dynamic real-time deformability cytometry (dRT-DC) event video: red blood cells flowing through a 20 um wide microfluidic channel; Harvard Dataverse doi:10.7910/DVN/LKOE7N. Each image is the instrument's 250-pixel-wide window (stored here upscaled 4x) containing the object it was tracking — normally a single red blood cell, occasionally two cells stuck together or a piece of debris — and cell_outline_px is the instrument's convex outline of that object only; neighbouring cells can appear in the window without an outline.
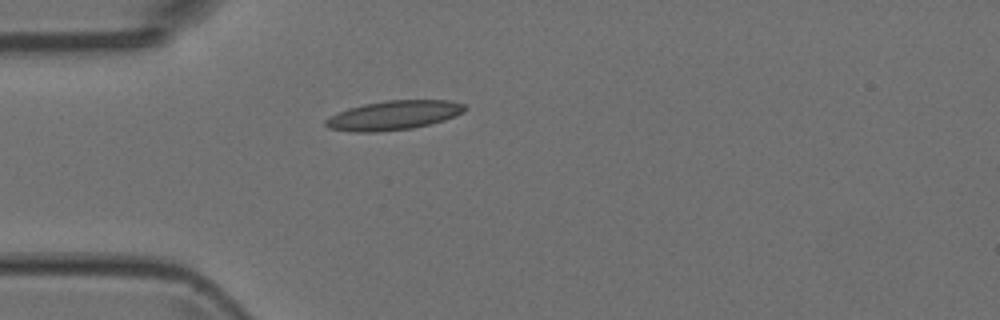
{"species": "Egyptian fruit bat (a non-hibernating species)", "species_latin": "Rousettus aegyptiacus", "temperature_condition": "room temperature", "stored_images_in_passage": 4, "camera_frame_rate_fps": 3000, "um_per_image_px": 0.085, "animal": {"sex": "female"}, "frame": {"image": 1, "passage_image": 4, "time_ms": 1.0, "image_size_px": [1000, 320], "cell_outline_px": [[468, 108], [464, 112], [456, 116], [444, 120], [412, 128], [376, 132], [352, 132], [328, 128], [324, 124], [324, 120], [348, 108], [364, 104], [388, 100], [448, 100], [464, 104]], "centroid_in_image_um": [33.48, 9.8], "position_along_channel_um": 51.5, "area_um2": 23.64}}